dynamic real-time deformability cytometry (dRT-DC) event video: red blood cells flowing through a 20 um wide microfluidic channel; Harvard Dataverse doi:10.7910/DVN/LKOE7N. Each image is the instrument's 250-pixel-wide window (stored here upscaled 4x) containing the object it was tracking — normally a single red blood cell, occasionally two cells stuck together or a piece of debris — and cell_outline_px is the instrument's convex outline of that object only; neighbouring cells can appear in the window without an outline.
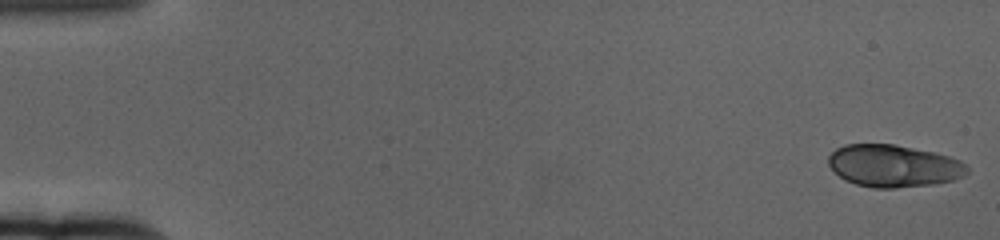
{"species": "human", "species_latin": "Homo sapiens", "temperature_condition": "cold", "stored_images_in_passage": 60, "camera_frame_rate_fps": 3000, "um_per_image_px": 0.085, "donor": {"sex": "female"}, "frame": {"image": 1, "passage_image": 1, "time_ms": 0.0, "image_size_px": [1000, 240], "cell_outline_px": [[968, 172], [964, 176], [952, 180], [932, 184], [896, 188], [872, 188], [856, 184], [844, 180], [828, 164], [828, 156], [836, 148], [844, 144], [892, 144], [932, 152], [948, 156], [960, 160], [968, 168]], "centroid_in_image_um": [75.93, 14.1], "position_along_channel_um": 9.1, "area_um2": 33.99}}
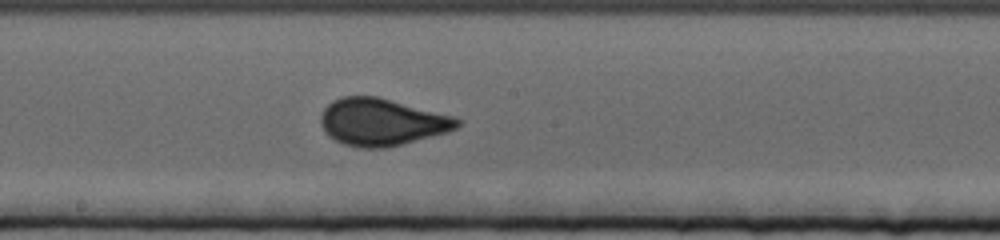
{"frame": {"image": 2, "passage_image": 33, "time_ms": 10.667, "image_size_px": [1000, 240], "cell_outline_px": [[464, 120], [456, 128], [448, 132], [388, 148], [360, 148], [344, 144], [328, 136], [324, 132], [320, 124], [320, 116], [324, 108], [332, 100], [344, 96], [376, 96], [456, 116]], "centroid_in_image_um": [32.46, 10.37], "position_along_channel_um": 215.7, "area_um2": 37.92}}
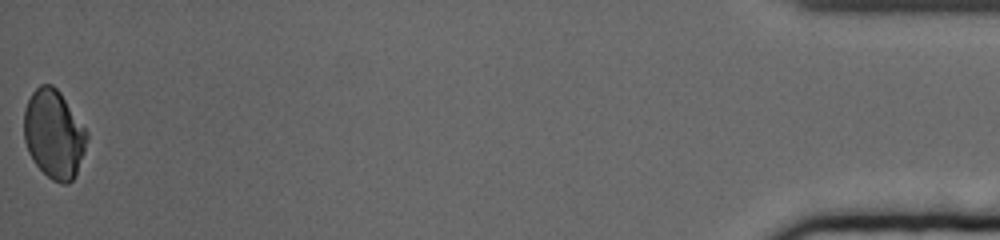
{"frame": {"image": 3, "passage_image": 60, "time_ms": 19.667, "image_size_px": [1000, 240], "cell_outline_px": [[88, 136], [84, 152], [76, 172], [72, 180], [68, 184], [60, 184], [52, 180], [32, 160], [28, 152], [24, 140], [24, 108], [32, 92], [40, 84], [52, 84], [60, 92], [88, 132]], "centroid_in_image_um": [4.57, 11.39], "position_along_channel_um": 430.6, "area_um2": 32.43}, "authors_computed_cell_mechanics": {"area_um2": 35.547, "velocity_mm_per_s": 3.3795, "shape_relaxation_time_tau1_ms": 5.51, "shape_relaxation_time_tau2_ms": null, "deformation_change_tau1": 0.1016, "deformation_change_tau2": null}}